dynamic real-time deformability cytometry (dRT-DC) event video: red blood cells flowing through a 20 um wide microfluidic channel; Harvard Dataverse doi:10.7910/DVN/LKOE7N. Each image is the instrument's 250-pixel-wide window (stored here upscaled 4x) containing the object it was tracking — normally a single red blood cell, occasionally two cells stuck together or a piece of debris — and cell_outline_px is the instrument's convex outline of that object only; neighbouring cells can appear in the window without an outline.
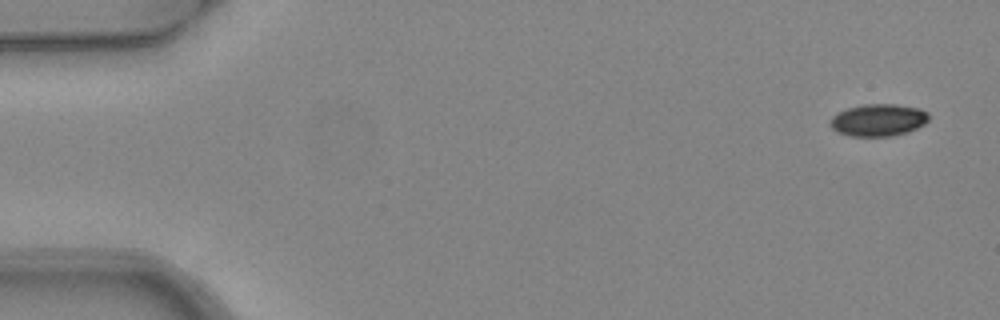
{"species": "common noctule bat (a hibernating species)", "species_latin": "Nyctalus noctula", "temperature_condition": "warm", "stored_images_in_passage": 4, "camera_frame_rate_fps": 3000, "um_per_image_px": 0.085, "animal": {"sex": "female", "body_mass_g": 24.6, "forearm_length_mm": 56.2}, "frame": {"image": 1, "passage_image": 1, "time_ms": 0.0, "image_size_px": [1000, 320], "cell_outline_px": [[928, 120], [924, 124], [908, 132], [892, 136], [852, 136], [836, 132], [828, 124], [832, 116], [848, 108], [864, 104], [896, 104], [920, 108], [928, 112]], "centroid_in_image_um": [74.65, 10.2], "position_along_channel_um": 10.3, "area_um2": 18.55}}